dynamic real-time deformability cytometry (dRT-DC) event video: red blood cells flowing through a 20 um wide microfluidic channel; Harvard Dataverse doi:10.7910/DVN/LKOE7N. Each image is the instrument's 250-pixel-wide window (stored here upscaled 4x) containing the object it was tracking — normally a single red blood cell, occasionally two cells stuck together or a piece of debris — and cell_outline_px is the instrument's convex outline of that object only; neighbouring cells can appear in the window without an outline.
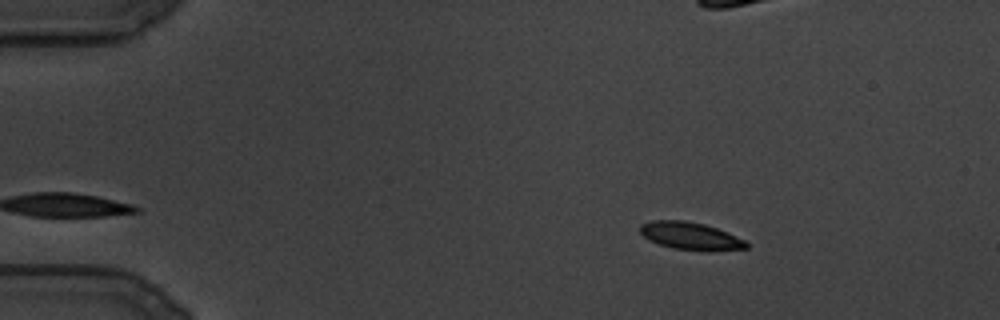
{"species": "common noctule bat (a hibernating species)", "species_latin": "Nyctalus noctula", "temperature_condition": "cold", "stored_images_in_passage": 110, "camera_frame_rate_fps": 3000, "um_per_image_px": 0.085, "animal": {"sex": "male", "body_mass_g": 19.5, "forearm_length_mm": 54.6}, "frame": {"image": 1, "passage_image": 6, "time_ms": 1.667, "image_size_px": [1000, 320], "cell_outline_px": [[748, 248], [708, 252], [704, 252], [672, 248], [648, 240], [640, 232], [640, 224], [652, 220], [684, 220], [704, 224], [728, 232], [744, 240], [748, 244]], "centroid_in_image_um": [58.7, 20.07], "position_along_channel_um": 26.3, "area_um2": 17.28}}
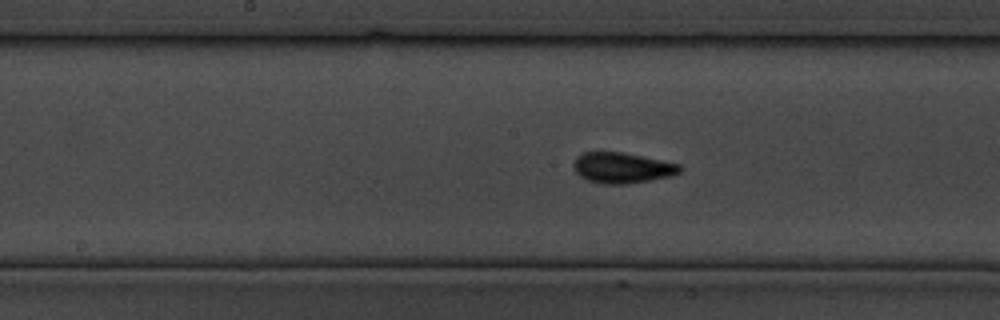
{"frame": {"image": 2, "passage_image": 50, "time_ms": 16.333, "image_size_px": [1000, 320], "cell_outline_px": [[684, 168], [680, 172], [672, 176], [624, 184], [604, 184], [588, 180], [580, 176], [576, 172], [572, 164], [576, 156], [584, 152], [620, 152], [680, 164]], "centroid_in_image_um": [52.87, 14.26], "position_along_channel_um": 195.3, "area_um2": 18.84}}
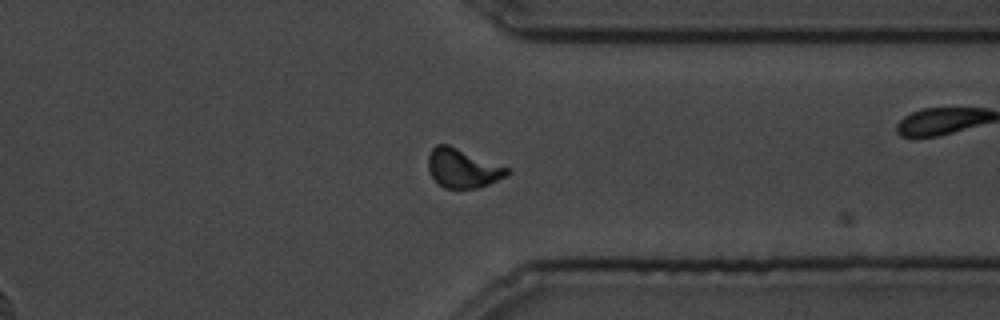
{"frame": {"image": 3, "passage_image": 82, "time_ms": 27.0, "image_size_px": [1000, 320], "cell_outline_px": [[512, 172], [508, 176], [488, 184], [476, 188], [444, 188], [432, 176], [428, 168], [428, 156], [432, 148], [436, 144], [448, 144], [508, 168]], "centroid_in_image_um": [39.33, 14.3], "position_along_channel_um": 372.1, "area_um2": 17.74}}